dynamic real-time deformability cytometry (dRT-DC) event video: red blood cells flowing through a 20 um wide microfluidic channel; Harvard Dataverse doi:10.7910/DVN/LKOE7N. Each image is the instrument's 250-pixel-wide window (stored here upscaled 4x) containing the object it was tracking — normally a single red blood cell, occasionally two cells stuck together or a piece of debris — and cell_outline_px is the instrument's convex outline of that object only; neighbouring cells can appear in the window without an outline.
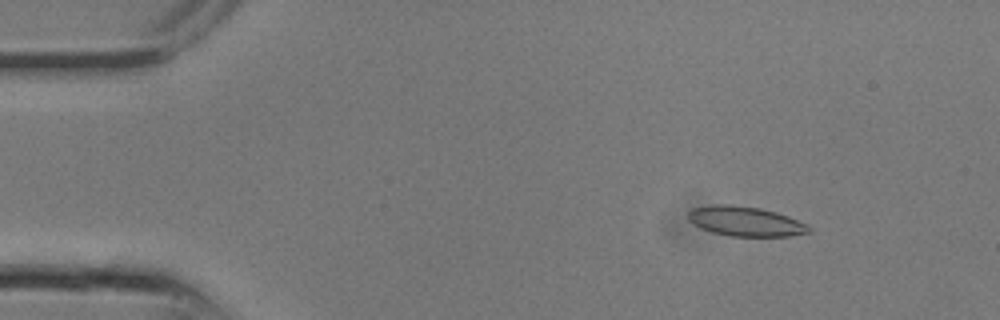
{"species": "common noctule bat (a hibernating species)", "species_latin": "Nyctalus noctula", "temperature_condition": "room temperature", "stored_images_in_passage": 25, "camera_frame_rate_fps": 3000, "um_per_image_px": 0.085, "animal": {"sex": "male", "body_mass_g": 13.3}, "frame": {"image": 1, "passage_image": 3, "time_ms": 0.667, "image_size_px": [1000, 320], "cell_outline_px": [[812, 232], [792, 236], [728, 236], [712, 232], [700, 228], [692, 224], [688, 220], [688, 212], [692, 208], [712, 204], [732, 204], [760, 208], [776, 212], [788, 216], [808, 224], [812, 228]], "centroid_in_image_um": [63.36, 18.81], "position_along_channel_um": 21.6, "area_um2": 21.27}}
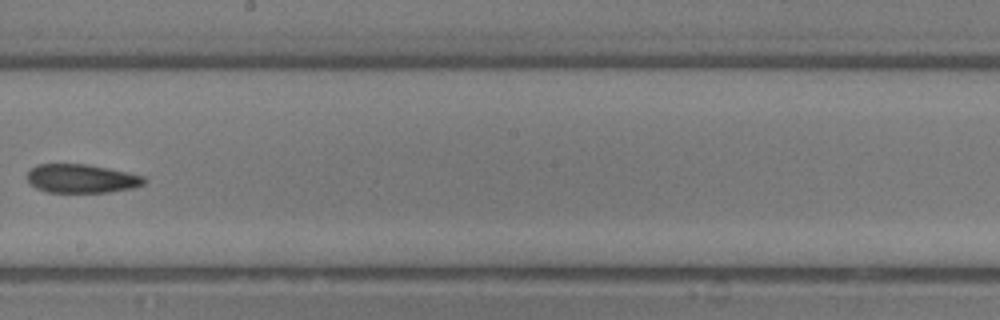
{"frame": {"image": 2, "passage_image": 14, "time_ms": 4.333, "image_size_px": [1000, 320], "cell_outline_px": [[148, 180], [144, 184], [132, 188], [108, 192], [48, 192], [36, 188], [28, 180], [28, 172], [36, 164], [88, 164], [128, 172], [144, 176]], "centroid_in_image_um": [6.97, 15.17], "position_along_channel_um": 241.2, "area_um2": 19.54}}
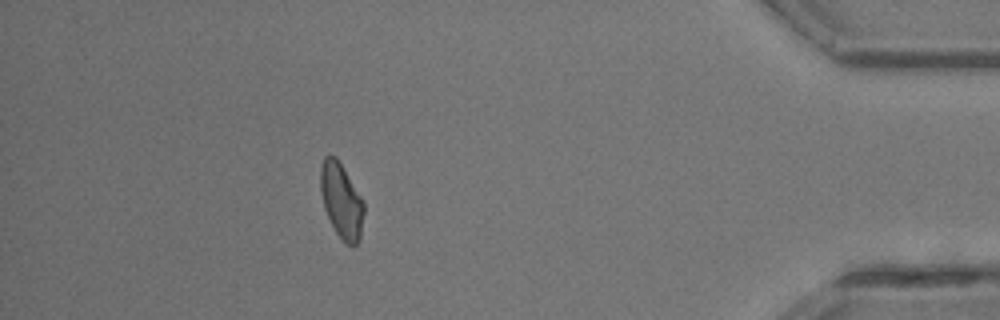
{"frame": {"image": 3, "passage_image": 22, "time_ms": 7.0, "image_size_px": [1000, 320], "cell_outline_px": [[364, 212], [360, 240], [352, 248], [344, 244], [336, 232], [324, 208], [320, 192], [320, 168], [324, 156], [336, 156], [364, 200]], "centroid_in_image_um": [29.03, 17.09], "position_along_channel_um": 406.2, "area_um2": 19.25}}